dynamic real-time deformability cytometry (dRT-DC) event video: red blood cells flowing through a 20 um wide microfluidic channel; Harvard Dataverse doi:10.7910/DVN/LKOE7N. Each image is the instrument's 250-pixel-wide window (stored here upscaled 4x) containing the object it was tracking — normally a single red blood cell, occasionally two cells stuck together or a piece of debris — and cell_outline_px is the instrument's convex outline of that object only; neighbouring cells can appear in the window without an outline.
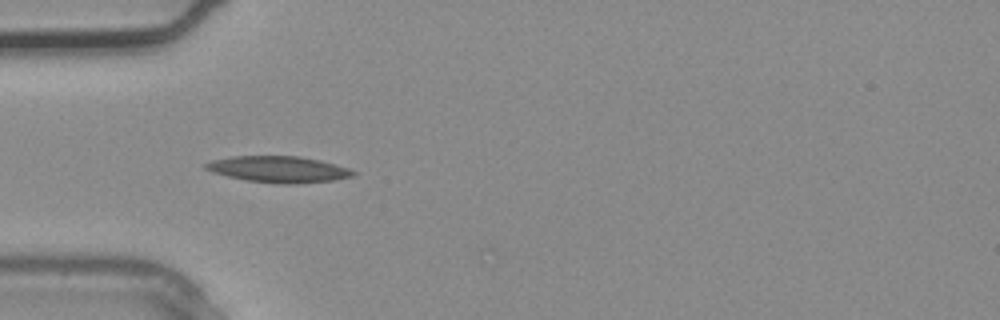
{"species": "common noctule bat (a hibernating species)", "species_latin": "Nyctalus noctula", "temperature_condition": "warm", "stored_images_in_passage": 2, "camera_frame_rate_fps": 3000, "um_per_image_px": 0.085, "animal": {"sex": "male", "body_mass_g": 20.4}, "frame": {"image": 1, "passage_image": 2, "time_ms": 0.333, "image_size_px": [1000, 320], "cell_outline_px": [[356, 176], [332, 180], [292, 184], [280, 184], [248, 180], [228, 176], [212, 172], [204, 168], [204, 164], [212, 160], [232, 156], [300, 156], [320, 160], [348, 168], [356, 172]], "centroid_in_image_um": [23.68, 14.38], "position_along_channel_um": 61.3, "area_um2": 22.48}}